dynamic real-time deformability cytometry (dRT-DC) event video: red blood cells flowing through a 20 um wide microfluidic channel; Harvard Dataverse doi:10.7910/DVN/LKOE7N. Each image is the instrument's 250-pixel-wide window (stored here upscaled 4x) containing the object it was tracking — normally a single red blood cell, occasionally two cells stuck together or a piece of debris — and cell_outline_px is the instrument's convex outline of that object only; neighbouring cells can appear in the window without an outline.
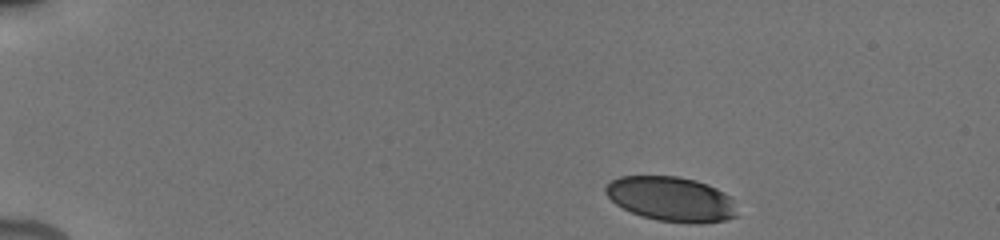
{"species": "human", "species_latin": "Homo sapiens", "temperature_condition": "cold", "stored_images_in_passage": 41, "camera_frame_rate_fps": 3000, "um_per_image_px": 0.085, "donor": {"sex": "male"}, "frame": {"image": 1, "passage_image": 1, "time_ms": 0.0, "image_size_px": [1000, 240], "cell_outline_px": [[740, 216], [724, 220], [700, 224], [688, 224], [656, 220], [632, 212], [616, 204], [604, 192], [604, 188], [612, 180], [620, 176], [676, 176], [696, 180], [708, 184], [724, 192], [732, 200]], "centroid_in_image_um": [57.09, 16.93], "position_along_channel_um": 27.9, "area_um2": 34.39}}
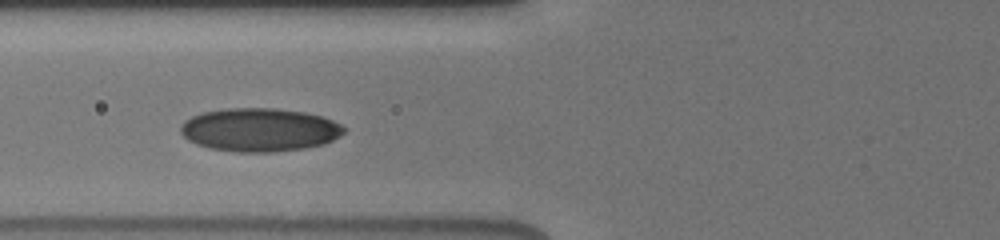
{"frame": {"image": 2, "passage_image": 13, "time_ms": 4.667, "image_size_px": [1000, 240], "cell_outline_px": [[348, 128], [340, 136], [324, 144], [304, 148], [272, 152], [236, 152], [208, 148], [196, 144], [188, 140], [180, 132], [180, 124], [184, 120], [192, 116], [204, 112], [228, 108], [272, 108], [304, 112], [320, 116], [332, 120]], "centroid_in_image_um": [22.05, 11.04], "position_along_channel_um": 103.8, "area_um2": 41.38}}
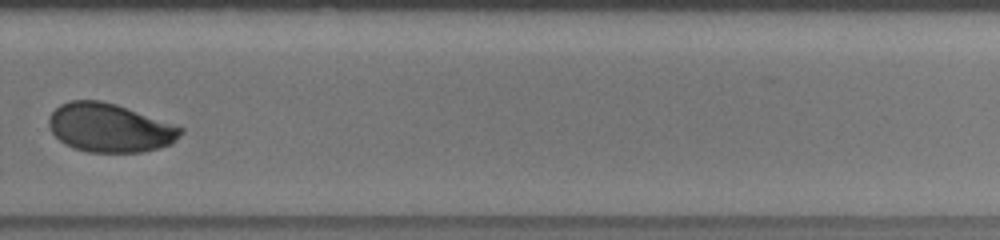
{"frame": {"image": 3, "passage_image": 27, "time_ms": 10.333, "image_size_px": [1000, 240], "cell_outline_px": [[184, 132], [172, 144], [140, 152], [88, 152], [64, 144], [52, 132], [48, 124], [48, 116], [60, 104], [68, 100], [100, 100], [116, 104], [184, 128]], "centroid_in_image_um": [9.31, 10.85], "position_along_channel_um": 320.5, "area_um2": 37.28}, "authors_computed_cell_mechanics": {"area_um2": 37.281, "velocity_mm_per_s": 3.8369, "shape_relaxation_time_tau1_ms": 5.5879, "shape_relaxation_time_tau2_ms": 0.8259, "deformation_change_tau1": 0.1345, "deformation_change_tau2": 0.0434}}